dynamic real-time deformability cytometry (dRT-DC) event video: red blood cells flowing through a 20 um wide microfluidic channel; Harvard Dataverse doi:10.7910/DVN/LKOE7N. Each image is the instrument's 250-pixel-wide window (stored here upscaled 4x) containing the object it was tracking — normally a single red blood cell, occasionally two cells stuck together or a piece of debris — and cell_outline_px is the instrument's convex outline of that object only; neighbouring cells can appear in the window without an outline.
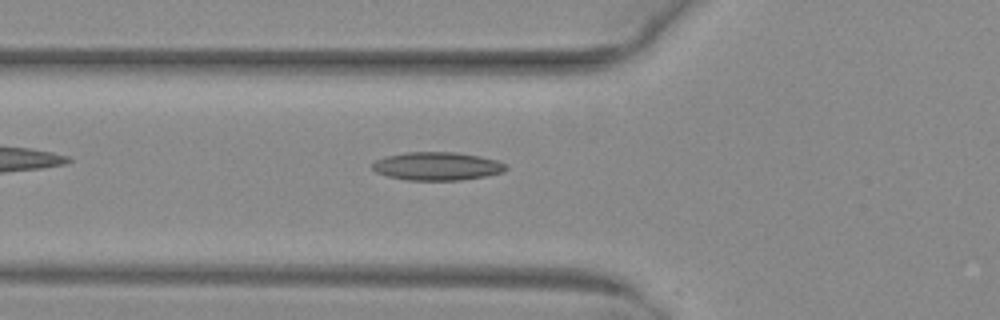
{"species": "common noctule bat (a hibernating species)", "species_latin": "Nyctalus noctula", "temperature_condition": "warm", "stored_images_in_passage": 35, "camera_frame_rate_fps": 3000, "um_per_image_px": 0.085, "animal": {"sex": "female", "body_mass_g": 29.2, "forearm_length_mm": 56.3}, "frame": {"image": 1, "passage_image": 6, "time_ms": 1.667, "image_size_px": [1000, 320], "cell_outline_px": [[508, 168], [500, 172], [484, 176], [460, 180], [408, 180], [388, 176], [376, 172], [372, 168], [372, 164], [376, 160], [388, 156], [404, 152], [456, 152], [480, 156], [496, 160], [504, 164]], "centroid_in_image_um": [37.13, 14.12], "position_along_channel_um": 88.7, "area_um2": 21.73}}
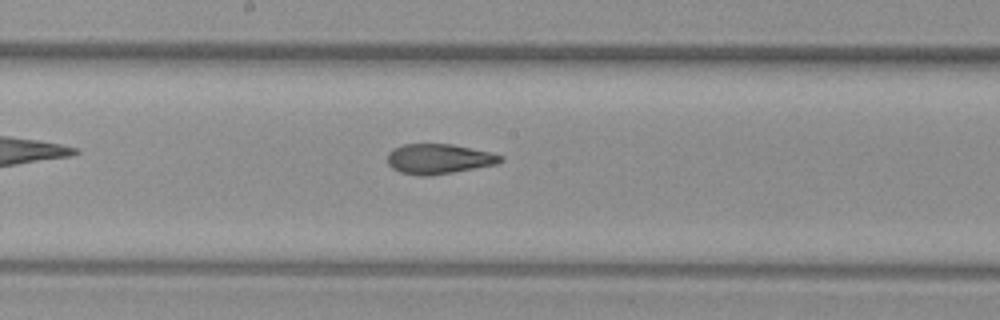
{"frame": {"image": 2, "passage_image": 15, "time_ms": 4.667, "image_size_px": [1000, 320], "cell_outline_px": [[504, 160], [496, 164], [432, 176], [420, 176], [400, 172], [392, 168], [388, 164], [388, 152], [392, 148], [404, 144], [452, 144], [492, 152], [504, 156]], "centroid_in_image_um": [37.3, 13.5], "position_along_channel_um": 210.9, "area_um2": 19.94}}
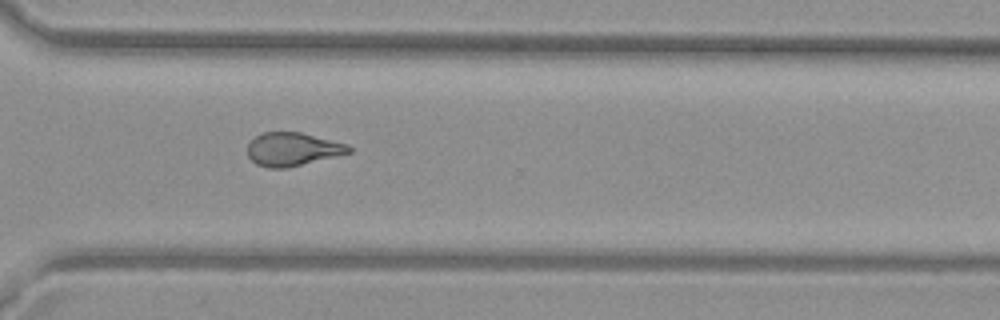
{"frame": {"image": 3, "passage_image": 25, "time_ms": 8.0, "image_size_px": [1000, 320], "cell_outline_px": [[352, 152], [288, 168], [268, 168], [256, 164], [248, 156], [248, 144], [256, 136], [264, 132], [300, 132], [348, 144], [352, 148]], "centroid_in_image_um": [24.88, 12.69], "position_along_channel_um": 345.7, "area_um2": 19.65}}